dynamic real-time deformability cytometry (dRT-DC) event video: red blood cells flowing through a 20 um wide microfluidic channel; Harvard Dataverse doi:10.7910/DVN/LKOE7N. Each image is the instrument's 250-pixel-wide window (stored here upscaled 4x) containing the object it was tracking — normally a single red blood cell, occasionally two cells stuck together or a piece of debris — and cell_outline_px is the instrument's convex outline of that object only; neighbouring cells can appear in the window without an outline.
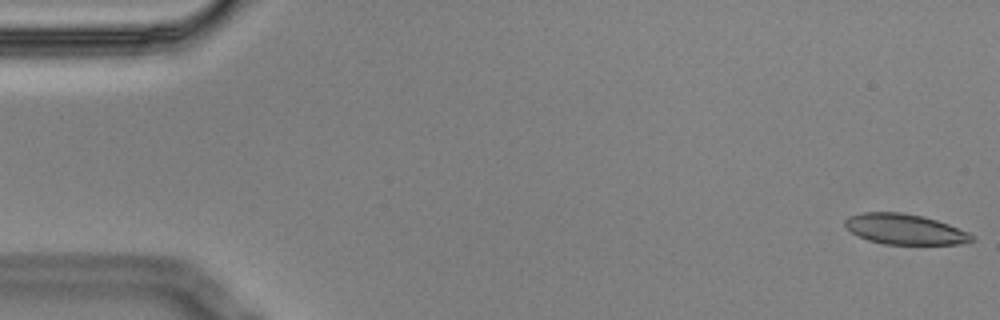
{"species": "Egyptian fruit bat (a non-hibernating species)", "species_latin": "Rousettus aegyptiacus", "temperature_condition": "cold", "stored_images_in_passage": 5, "camera_frame_rate_fps": 3000, "um_per_image_px": 0.085, "animal": {"sex": "male"}, "frame": {"image": 1, "passage_image": 1, "time_ms": 0.0, "image_size_px": [1000, 320], "cell_outline_px": [[976, 240], [960, 244], [884, 244], [868, 240], [852, 232], [844, 224], [844, 220], [848, 216], [864, 212], [900, 212], [920, 216], [936, 220], [948, 224], [968, 232], [976, 236]], "centroid_in_image_um": [76.93, 19.49], "position_along_channel_um": 8.1, "area_um2": 22.37}}